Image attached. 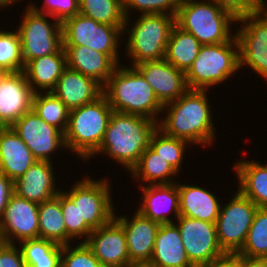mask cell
Segmentation results:
<instances>
[{
	"instance_id": "cell-1",
	"label": "cell",
	"mask_w": 267,
	"mask_h": 267,
	"mask_svg": "<svg viewBox=\"0 0 267 267\" xmlns=\"http://www.w3.org/2000/svg\"><path fill=\"white\" fill-rule=\"evenodd\" d=\"M206 90L188 89L177 100L163 105L165 118L158 128L170 137L196 145H212L215 128Z\"/></svg>"
},
{
	"instance_id": "cell-2",
	"label": "cell",
	"mask_w": 267,
	"mask_h": 267,
	"mask_svg": "<svg viewBox=\"0 0 267 267\" xmlns=\"http://www.w3.org/2000/svg\"><path fill=\"white\" fill-rule=\"evenodd\" d=\"M158 122L135 114L112 112L101 146L95 153H106L131 171L149 147Z\"/></svg>"
},
{
	"instance_id": "cell-3",
	"label": "cell",
	"mask_w": 267,
	"mask_h": 267,
	"mask_svg": "<svg viewBox=\"0 0 267 267\" xmlns=\"http://www.w3.org/2000/svg\"><path fill=\"white\" fill-rule=\"evenodd\" d=\"M119 65L103 87V94L113 111L135 114L159 122L157 118L159 113H163V105L152 87L135 67Z\"/></svg>"
},
{
	"instance_id": "cell-4",
	"label": "cell",
	"mask_w": 267,
	"mask_h": 267,
	"mask_svg": "<svg viewBox=\"0 0 267 267\" xmlns=\"http://www.w3.org/2000/svg\"><path fill=\"white\" fill-rule=\"evenodd\" d=\"M113 109L103 94L97 100L69 111L64 133L66 150L90 160L101 146Z\"/></svg>"
},
{
	"instance_id": "cell-5",
	"label": "cell",
	"mask_w": 267,
	"mask_h": 267,
	"mask_svg": "<svg viewBox=\"0 0 267 267\" xmlns=\"http://www.w3.org/2000/svg\"><path fill=\"white\" fill-rule=\"evenodd\" d=\"M236 21L237 19L213 0L182 4L176 15V25L195 36L202 45L230 41L235 36L230 27Z\"/></svg>"
},
{
	"instance_id": "cell-6",
	"label": "cell",
	"mask_w": 267,
	"mask_h": 267,
	"mask_svg": "<svg viewBox=\"0 0 267 267\" xmlns=\"http://www.w3.org/2000/svg\"><path fill=\"white\" fill-rule=\"evenodd\" d=\"M133 24L130 29L125 26L123 31L129 33V35L127 34L125 52L130 61L132 60L133 64L130 66L134 67L144 61L163 60L168 39L176 25V16L141 14Z\"/></svg>"
},
{
	"instance_id": "cell-7",
	"label": "cell",
	"mask_w": 267,
	"mask_h": 267,
	"mask_svg": "<svg viewBox=\"0 0 267 267\" xmlns=\"http://www.w3.org/2000/svg\"><path fill=\"white\" fill-rule=\"evenodd\" d=\"M239 45L236 36L230 41L202 45L197 58L185 72L191 90H207L239 71Z\"/></svg>"
},
{
	"instance_id": "cell-8",
	"label": "cell",
	"mask_w": 267,
	"mask_h": 267,
	"mask_svg": "<svg viewBox=\"0 0 267 267\" xmlns=\"http://www.w3.org/2000/svg\"><path fill=\"white\" fill-rule=\"evenodd\" d=\"M61 27L63 45L88 46L120 64L118 48L125 27L100 24L80 13L64 20Z\"/></svg>"
},
{
	"instance_id": "cell-9",
	"label": "cell",
	"mask_w": 267,
	"mask_h": 267,
	"mask_svg": "<svg viewBox=\"0 0 267 267\" xmlns=\"http://www.w3.org/2000/svg\"><path fill=\"white\" fill-rule=\"evenodd\" d=\"M23 12V19L17 31L21 40V51L24 65L30 60L57 53L63 47L61 22L48 15L35 12L28 3Z\"/></svg>"
},
{
	"instance_id": "cell-10",
	"label": "cell",
	"mask_w": 267,
	"mask_h": 267,
	"mask_svg": "<svg viewBox=\"0 0 267 267\" xmlns=\"http://www.w3.org/2000/svg\"><path fill=\"white\" fill-rule=\"evenodd\" d=\"M221 205L217 217L216 235L224 253L237 254L243 247L258 207L239 190Z\"/></svg>"
},
{
	"instance_id": "cell-11",
	"label": "cell",
	"mask_w": 267,
	"mask_h": 267,
	"mask_svg": "<svg viewBox=\"0 0 267 267\" xmlns=\"http://www.w3.org/2000/svg\"><path fill=\"white\" fill-rule=\"evenodd\" d=\"M107 178L93 180L87 176L73 184L66 194L79 207L81 221H85L93 230L108 224L116 213L112 203L111 184Z\"/></svg>"
},
{
	"instance_id": "cell-12",
	"label": "cell",
	"mask_w": 267,
	"mask_h": 267,
	"mask_svg": "<svg viewBox=\"0 0 267 267\" xmlns=\"http://www.w3.org/2000/svg\"><path fill=\"white\" fill-rule=\"evenodd\" d=\"M235 36L239 45V68L249 65L267 80V12H255L239 18Z\"/></svg>"
},
{
	"instance_id": "cell-13",
	"label": "cell",
	"mask_w": 267,
	"mask_h": 267,
	"mask_svg": "<svg viewBox=\"0 0 267 267\" xmlns=\"http://www.w3.org/2000/svg\"><path fill=\"white\" fill-rule=\"evenodd\" d=\"M174 224L178 227L183 246L190 262L199 267L225 253L220 248L215 223L180 216Z\"/></svg>"
},
{
	"instance_id": "cell-14",
	"label": "cell",
	"mask_w": 267,
	"mask_h": 267,
	"mask_svg": "<svg viewBox=\"0 0 267 267\" xmlns=\"http://www.w3.org/2000/svg\"><path fill=\"white\" fill-rule=\"evenodd\" d=\"M11 128L27 145L37 161L52 162L50 156L52 157L55 150L59 147L63 150L66 148L64 133L47 124L32 110L25 113Z\"/></svg>"
},
{
	"instance_id": "cell-15",
	"label": "cell",
	"mask_w": 267,
	"mask_h": 267,
	"mask_svg": "<svg viewBox=\"0 0 267 267\" xmlns=\"http://www.w3.org/2000/svg\"><path fill=\"white\" fill-rule=\"evenodd\" d=\"M38 208V203L18 197L14 193L0 218L3 242L14 244L15 240L20 242L39 238Z\"/></svg>"
},
{
	"instance_id": "cell-16",
	"label": "cell",
	"mask_w": 267,
	"mask_h": 267,
	"mask_svg": "<svg viewBox=\"0 0 267 267\" xmlns=\"http://www.w3.org/2000/svg\"><path fill=\"white\" fill-rule=\"evenodd\" d=\"M34 94L24 71L0 73V127H11L31 111Z\"/></svg>"
},
{
	"instance_id": "cell-17",
	"label": "cell",
	"mask_w": 267,
	"mask_h": 267,
	"mask_svg": "<svg viewBox=\"0 0 267 267\" xmlns=\"http://www.w3.org/2000/svg\"><path fill=\"white\" fill-rule=\"evenodd\" d=\"M85 243L103 267L132 265L128 256L126 234L114 218L108 224L94 229Z\"/></svg>"
},
{
	"instance_id": "cell-18",
	"label": "cell",
	"mask_w": 267,
	"mask_h": 267,
	"mask_svg": "<svg viewBox=\"0 0 267 267\" xmlns=\"http://www.w3.org/2000/svg\"><path fill=\"white\" fill-rule=\"evenodd\" d=\"M123 227L127 239L128 256L131 264L148 265L153 255L158 222L152 221L136 211L129 219L125 215H114Z\"/></svg>"
},
{
	"instance_id": "cell-19",
	"label": "cell",
	"mask_w": 267,
	"mask_h": 267,
	"mask_svg": "<svg viewBox=\"0 0 267 267\" xmlns=\"http://www.w3.org/2000/svg\"><path fill=\"white\" fill-rule=\"evenodd\" d=\"M152 87L162 105L177 100L189 88L185 72L177 69L165 59L144 61L134 66Z\"/></svg>"
},
{
	"instance_id": "cell-20",
	"label": "cell",
	"mask_w": 267,
	"mask_h": 267,
	"mask_svg": "<svg viewBox=\"0 0 267 267\" xmlns=\"http://www.w3.org/2000/svg\"><path fill=\"white\" fill-rule=\"evenodd\" d=\"M53 162L36 161L23 176L14 181V193L35 203L48 201L58 195Z\"/></svg>"
},
{
	"instance_id": "cell-21",
	"label": "cell",
	"mask_w": 267,
	"mask_h": 267,
	"mask_svg": "<svg viewBox=\"0 0 267 267\" xmlns=\"http://www.w3.org/2000/svg\"><path fill=\"white\" fill-rule=\"evenodd\" d=\"M139 187L143 193V200L137 209L140 214L159 224L173 223L174 220L168 215L169 210L175 215V220L180 217L177 182L161 185L143 184Z\"/></svg>"
},
{
	"instance_id": "cell-22",
	"label": "cell",
	"mask_w": 267,
	"mask_h": 267,
	"mask_svg": "<svg viewBox=\"0 0 267 267\" xmlns=\"http://www.w3.org/2000/svg\"><path fill=\"white\" fill-rule=\"evenodd\" d=\"M52 92L72 110L101 97L103 86L95 79L67 67Z\"/></svg>"
},
{
	"instance_id": "cell-23",
	"label": "cell",
	"mask_w": 267,
	"mask_h": 267,
	"mask_svg": "<svg viewBox=\"0 0 267 267\" xmlns=\"http://www.w3.org/2000/svg\"><path fill=\"white\" fill-rule=\"evenodd\" d=\"M67 67L99 82L103 87L109 80L117 64L104 53L88 46L63 45Z\"/></svg>"
},
{
	"instance_id": "cell-24",
	"label": "cell",
	"mask_w": 267,
	"mask_h": 267,
	"mask_svg": "<svg viewBox=\"0 0 267 267\" xmlns=\"http://www.w3.org/2000/svg\"><path fill=\"white\" fill-rule=\"evenodd\" d=\"M32 152L11 127H0V172L13 182L36 162Z\"/></svg>"
},
{
	"instance_id": "cell-25",
	"label": "cell",
	"mask_w": 267,
	"mask_h": 267,
	"mask_svg": "<svg viewBox=\"0 0 267 267\" xmlns=\"http://www.w3.org/2000/svg\"><path fill=\"white\" fill-rule=\"evenodd\" d=\"M149 267H195L187 257L178 227L160 224Z\"/></svg>"
},
{
	"instance_id": "cell-26",
	"label": "cell",
	"mask_w": 267,
	"mask_h": 267,
	"mask_svg": "<svg viewBox=\"0 0 267 267\" xmlns=\"http://www.w3.org/2000/svg\"><path fill=\"white\" fill-rule=\"evenodd\" d=\"M180 216L215 223L220 213L221 203L210 190L177 183Z\"/></svg>"
},
{
	"instance_id": "cell-27",
	"label": "cell",
	"mask_w": 267,
	"mask_h": 267,
	"mask_svg": "<svg viewBox=\"0 0 267 267\" xmlns=\"http://www.w3.org/2000/svg\"><path fill=\"white\" fill-rule=\"evenodd\" d=\"M66 68V54L62 47L57 53L30 60L24 73L34 93L52 92Z\"/></svg>"
},
{
	"instance_id": "cell-28",
	"label": "cell",
	"mask_w": 267,
	"mask_h": 267,
	"mask_svg": "<svg viewBox=\"0 0 267 267\" xmlns=\"http://www.w3.org/2000/svg\"><path fill=\"white\" fill-rule=\"evenodd\" d=\"M239 191L257 207L267 208V164L243 160L234 165Z\"/></svg>"
},
{
	"instance_id": "cell-29",
	"label": "cell",
	"mask_w": 267,
	"mask_h": 267,
	"mask_svg": "<svg viewBox=\"0 0 267 267\" xmlns=\"http://www.w3.org/2000/svg\"><path fill=\"white\" fill-rule=\"evenodd\" d=\"M39 238L53 241L59 245L69 244L63 213L60 204V192L48 201L39 204L38 208Z\"/></svg>"
},
{
	"instance_id": "cell-30",
	"label": "cell",
	"mask_w": 267,
	"mask_h": 267,
	"mask_svg": "<svg viewBox=\"0 0 267 267\" xmlns=\"http://www.w3.org/2000/svg\"><path fill=\"white\" fill-rule=\"evenodd\" d=\"M201 46L195 36L175 25L168 39L164 59L186 72L197 58Z\"/></svg>"
},
{
	"instance_id": "cell-31",
	"label": "cell",
	"mask_w": 267,
	"mask_h": 267,
	"mask_svg": "<svg viewBox=\"0 0 267 267\" xmlns=\"http://www.w3.org/2000/svg\"><path fill=\"white\" fill-rule=\"evenodd\" d=\"M130 173L136 178V181L145 182L146 185L147 183L148 185L175 183L176 180L173 176L178 174L163 157L155 153L150 147L143 152L139 162Z\"/></svg>"
},
{
	"instance_id": "cell-32",
	"label": "cell",
	"mask_w": 267,
	"mask_h": 267,
	"mask_svg": "<svg viewBox=\"0 0 267 267\" xmlns=\"http://www.w3.org/2000/svg\"><path fill=\"white\" fill-rule=\"evenodd\" d=\"M27 267H61L62 245L46 239H25L19 242Z\"/></svg>"
},
{
	"instance_id": "cell-33",
	"label": "cell",
	"mask_w": 267,
	"mask_h": 267,
	"mask_svg": "<svg viewBox=\"0 0 267 267\" xmlns=\"http://www.w3.org/2000/svg\"><path fill=\"white\" fill-rule=\"evenodd\" d=\"M79 13L100 24L125 27L123 0H79Z\"/></svg>"
},
{
	"instance_id": "cell-34",
	"label": "cell",
	"mask_w": 267,
	"mask_h": 267,
	"mask_svg": "<svg viewBox=\"0 0 267 267\" xmlns=\"http://www.w3.org/2000/svg\"><path fill=\"white\" fill-rule=\"evenodd\" d=\"M32 111L47 124L65 133L70 110L53 92L35 93L32 100Z\"/></svg>"
},
{
	"instance_id": "cell-35",
	"label": "cell",
	"mask_w": 267,
	"mask_h": 267,
	"mask_svg": "<svg viewBox=\"0 0 267 267\" xmlns=\"http://www.w3.org/2000/svg\"><path fill=\"white\" fill-rule=\"evenodd\" d=\"M237 254L267 258V208L258 207L256 210L246 241Z\"/></svg>"
},
{
	"instance_id": "cell-36",
	"label": "cell",
	"mask_w": 267,
	"mask_h": 267,
	"mask_svg": "<svg viewBox=\"0 0 267 267\" xmlns=\"http://www.w3.org/2000/svg\"><path fill=\"white\" fill-rule=\"evenodd\" d=\"M186 144L191 143L181 138L170 137L157 128L151 137L149 147L159 156L163 157L179 173L182 168L181 163L184 153L186 152Z\"/></svg>"
},
{
	"instance_id": "cell-37",
	"label": "cell",
	"mask_w": 267,
	"mask_h": 267,
	"mask_svg": "<svg viewBox=\"0 0 267 267\" xmlns=\"http://www.w3.org/2000/svg\"><path fill=\"white\" fill-rule=\"evenodd\" d=\"M24 67L18 31L0 30V73L20 72Z\"/></svg>"
},
{
	"instance_id": "cell-38",
	"label": "cell",
	"mask_w": 267,
	"mask_h": 267,
	"mask_svg": "<svg viewBox=\"0 0 267 267\" xmlns=\"http://www.w3.org/2000/svg\"><path fill=\"white\" fill-rule=\"evenodd\" d=\"M60 204L63 213L67 235L72 239L84 237L85 242L93 229L85 222L81 221L79 207L75 206L74 201L61 189ZM77 237V238H76Z\"/></svg>"
},
{
	"instance_id": "cell-39",
	"label": "cell",
	"mask_w": 267,
	"mask_h": 267,
	"mask_svg": "<svg viewBox=\"0 0 267 267\" xmlns=\"http://www.w3.org/2000/svg\"><path fill=\"white\" fill-rule=\"evenodd\" d=\"M125 26H129L131 10L141 14H170L176 16L179 8L177 0H123ZM169 12V13H168Z\"/></svg>"
},
{
	"instance_id": "cell-40",
	"label": "cell",
	"mask_w": 267,
	"mask_h": 267,
	"mask_svg": "<svg viewBox=\"0 0 267 267\" xmlns=\"http://www.w3.org/2000/svg\"><path fill=\"white\" fill-rule=\"evenodd\" d=\"M61 267H103L85 242L75 248L70 243L62 248Z\"/></svg>"
},
{
	"instance_id": "cell-41",
	"label": "cell",
	"mask_w": 267,
	"mask_h": 267,
	"mask_svg": "<svg viewBox=\"0 0 267 267\" xmlns=\"http://www.w3.org/2000/svg\"><path fill=\"white\" fill-rule=\"evenodd\" d=\"M35 12L45 14L61 23L67 18L79 14V0H44L43 7L29 5ZM42 9V10H41Z\"/></svg>"
},
{
	"instance_id": "cell-42",
	"label": "cell",
	"mask_w": 267,
	"mask_h": 267,
	"mask_svg": "<svg viewBox=\"0 0 267 267\" xmlns=\"http://www.w3.org/2000/svg\"><path fill=\"white\" fill-rule=\"evenodd\" d=\"M223 10L229 12L235 19H239L255 12H267L264 0H213Z\"/></svg>"
},
{
	"instance_id": "cell-43",
	"label": "cell",
	"mask_w": 267,
	"mask_h": 267,
	"mask_svg": "<svg viewBox=\"0 0 267 267\" xmlns=\"http://www.w3.org/2000/svg\"><path fill=\"white\" fill-rule=\"evenodd\" d=\"M15 244L3 242L0 246V267H27L21 249Z\"/></svg>"
},
{
	"instance_id": "cell-44",
	"label": "cell",
	"mask_w": 267,
	"mask_h": 267,
	"mask_svg": "<svg viewBox=\"0 0 267 267\" xmlns=\"http://www.w3.org/2000/svg\"><path fill=\"white\" fill-rule=\"evenodd\" d=\"M13 194L14 182L0 172V218Z\"/></svg>"
},
{
	"instance_id": "cell-45",
	"label": "cell",
	"mask_w": 267,
	"mask_h": 267,
	"mask_svg": "<svg viewBox=\"0 0 267 267\" xmlns=\"http://www.w3.org/2000/svg\"><path fill=\"white\" fill-rule=\"evenodd\" d=\"M199 267H242V256L225 253L214 261Z\"/></svg>"
},
{
	"instance_id": "cell-46",
	"label": "cell",
	"mask_w": 267,
	"mask_h": 267,
	"mask_svg": "<svg viewBox=\"0 0 267 267\" xmlns=\"http://www.w3.org/2000/svg\"><path fill=\"white\" fill-rule=\"evenodd\" d=\"M242 267H267V258L242 256Z\"/></svg>"
},
{
	"instance_id": "cell-47",
	"label": "cell",
	"mask_w": 267,
	"mask_h": 267,
	"mask_svg": "<svg viewBox=\"0 0 267 267\" xmlns=\"http://www.w3.org/2000/svg\"><path fill=\"white\" fill-rule=\"evenodd\" d=\"M16 2H19V0H0V7L7 8L9 5L11 7V4H15Z\"/></svg>"
},
{
	"instance_id": "cell-48",
	"label": "cell",
	"mask_w": 267,
	"mask_h": 267,
	"mask_svg": "<svg viewBox=\"0 0 267 267\" xmlns=\"http://www.w3.org/2000/svg\"><path fill=\"white\" fill-rule=\"evenodd\" d=\"M196 0H177L179 6L185 3L194 2ZM198 1V0H197Z\"/></svg>"
},
{
	"instance_id": "cell-49",
	"label": "cell",
	"mask_w": 267,
	"mask_h": 267,
	"mask_svg": "<svg viewBox=\"0 0 267 267\" xmlns=\"http://www.w3.org/2000/svg\"><path fill=\"white\" fill-rule=\"evenodd\" d=\"M125 267H149V266H147V265H135V264H132V265L125 266Z\"/></svg>"
},
{
	"instance_id": "cell-50",
	"label": "cell",
	"mask_w": 267,
	"mask_h": 267,
	"mask_svg": "<svg viewBox=\"0 0 267 267\" xmlns=\"http://www.w3.org/2000/svg\"><path fill=\"white\" fill-rule=\"evenodd\" d=\"M3 243V240H2V237H1V233H0V246L2 245Z\"/></svg>"
}]
</instances>
